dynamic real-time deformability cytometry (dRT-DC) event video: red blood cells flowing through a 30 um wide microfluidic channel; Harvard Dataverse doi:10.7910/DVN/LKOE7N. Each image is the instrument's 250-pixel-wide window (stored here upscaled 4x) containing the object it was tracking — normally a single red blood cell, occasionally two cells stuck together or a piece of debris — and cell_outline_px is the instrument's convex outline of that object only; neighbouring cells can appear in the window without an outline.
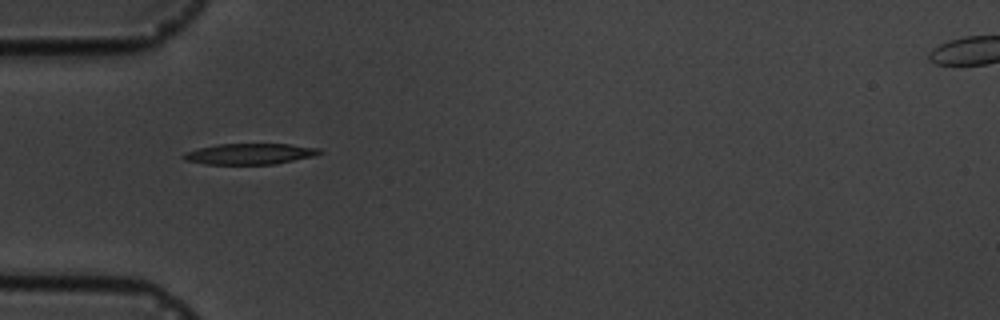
{"species": "common noctule bat (a hibernating species)", "species_latin": "Nyctalus noctula", "temperature_condition": "cold", "stored_images_in_passage": 6, "camera_frame_rate_fps": 3000, "um_per_image_px": 0.085, "animal": {"sex": "male", "body_mass_g": 19.5, "forearm_length_mm": 54.6}, "frame": {"image": 1, "passage_image": 5, "time_ms": 4.667, "image_size_px": [1000, 320], "cell_outline_px": [[324, 152], [312, 156], [272, 164], [204, 164], [184, 160], [180, 156], [184, 152], [196, 148], [216, 144], [292, 144], [320, 148]], "centroid_in_image_um": [21.16, 13.07], "position_along_channel_um": 63.8, "area_um2": 16.65}}
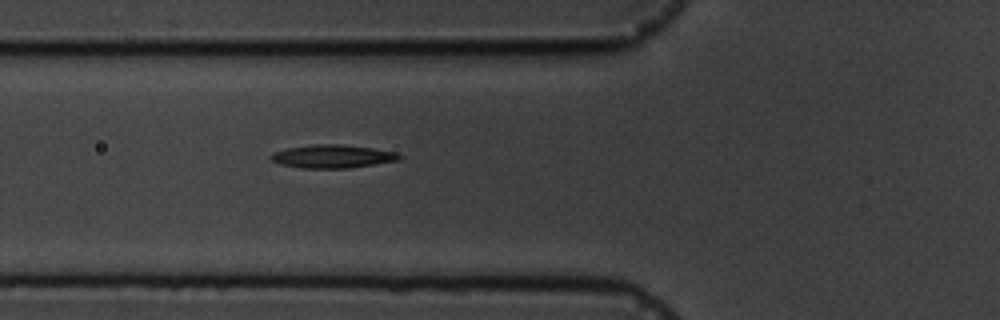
{"frame": {"image": 2, "passage_image": 6, "time_ms": 5.667, "image_size_px": [1000, 320], "cell_outline_px": [[404, 156], [400, 160], [348, 168], [300, 168], [280, 164], [272, 160], [268, 156], [276, 152], [288, 148], [312, 144], [340, 144], [372, 148], [396, 152]], "centroid_in_image_um": [28.29, 13.29], "position_along_channel_um": 97.5, "area_um2": 17.34}}